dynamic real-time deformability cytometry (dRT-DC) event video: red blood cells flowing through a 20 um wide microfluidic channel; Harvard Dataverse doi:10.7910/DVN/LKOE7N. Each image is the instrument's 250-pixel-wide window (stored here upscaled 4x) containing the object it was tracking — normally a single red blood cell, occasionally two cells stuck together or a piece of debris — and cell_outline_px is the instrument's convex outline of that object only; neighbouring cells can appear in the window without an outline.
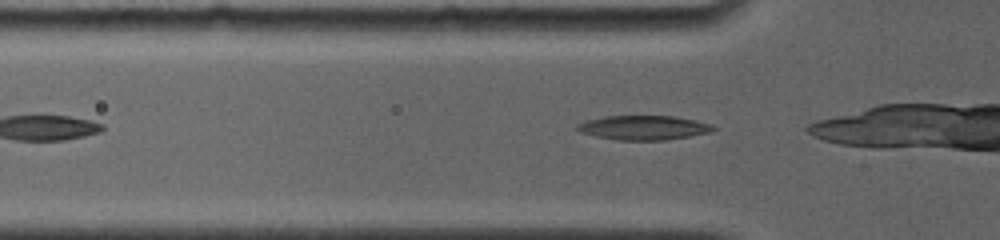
{"species": "common noctule bat (a hibernating species)", "species_latin": "Nyctalus noctula", "temperature_condition": "room temperature", "stored_images_in_passage": 4, "camera_frame_rate_fps": 4000, "um_per_image_px": 0.085, "animal": {"sex": "female", "body_mass_g": 19.0, "forearm_length_mm": 56.7}, "frame": {"image": 1, "passage_image": 4, "time_ms": 2.75, "image_size_px": [1000, 240], "cell_outline_px": [[716, 128], [712, 132], [664, 140], [616, 140], [596, 136], [580, 132], [576, 128], [576, 124], [584, 120], [604, 116], [676, 116], [696, 120], [712, 124]], "centroid_in_image_um": [54.69, 10.84], "position_along_channel_um": 71.1, "area_um2": 19.42}}